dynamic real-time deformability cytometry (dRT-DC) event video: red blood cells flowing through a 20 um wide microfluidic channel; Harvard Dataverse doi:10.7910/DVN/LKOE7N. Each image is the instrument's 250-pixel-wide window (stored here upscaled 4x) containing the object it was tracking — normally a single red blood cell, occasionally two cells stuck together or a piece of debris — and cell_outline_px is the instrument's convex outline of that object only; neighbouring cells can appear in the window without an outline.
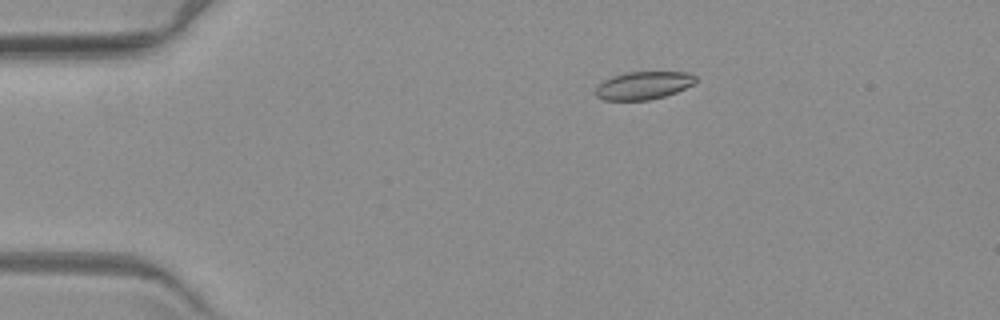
{"species": "common noctule bat (a hibernating species)", "species_latin": "Nyctalus noctula", "temperature_condition": "warm", "stored_images_in_passage": 4, "camera_frame_rate_fps": 3000, "um_per_image_px": 0.085, "animal": {"sex": "female", "body_mass_g": 19.3, "forearm_length_mm": 54.1}, "frame": {"image": 1, "passage_image": 3, "time_ms": 3.0, "image_size_px": [1000, 320], "cell_outline_px": [[696, 80], [692, 84], [676, 92], [664, 96], [648, 100], [604, 100], [596, 96], [596, 84], [612, 76], [624, 72], [688, 72], [696, 76]], "centroid_in_image_um": [54.65, 7.25], "position_along_channel_um": 30.3, "area_um2": 16.24}}